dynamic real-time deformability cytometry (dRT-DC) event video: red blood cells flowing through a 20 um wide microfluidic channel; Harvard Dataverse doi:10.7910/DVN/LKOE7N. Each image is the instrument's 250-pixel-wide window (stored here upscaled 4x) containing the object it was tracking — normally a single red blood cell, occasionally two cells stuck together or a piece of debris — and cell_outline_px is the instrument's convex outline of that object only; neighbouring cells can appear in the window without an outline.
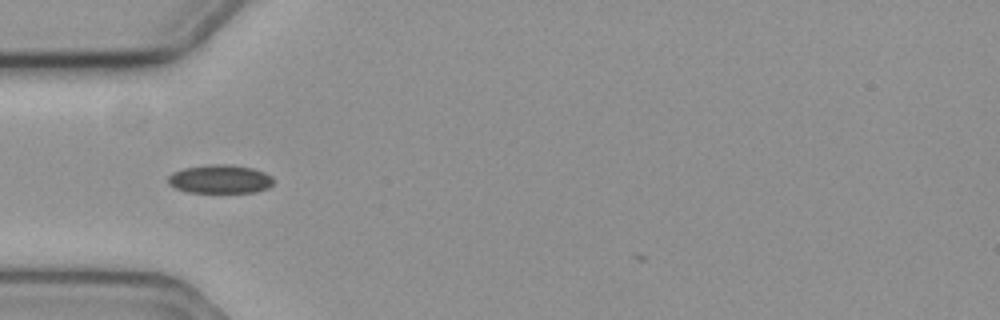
{"species": "common noctule bat (a hibernating species)", "species_latin": "Nyctalus noctula", "temperature_condition": "cold", "stored_images_in_passage": 33, "camera_frame_rate_fps": 3000, "um_per_image_px": 0.085, "animal": {"sex": "female", "body_mass_g": 19.3, "forearm_length_mm": 54.1}, "frame": {"image": 1, "passage_image": 1, "time_ms": 0.0, "image_size_px": [1000, 320], "cell_outline_px": [[272, 184], [268, 188], [256, 192], [188, 192], [176, 188], [168, 184], [168, 176], [172, 172], [184, 168], [212, 164], [228, 164], [252, 168], [264, 172], [272, 176]], "centroid_in_image_um": [18.69, 15.22], "position_along_channel_um": 66.3, "area_um2": 17.51}}
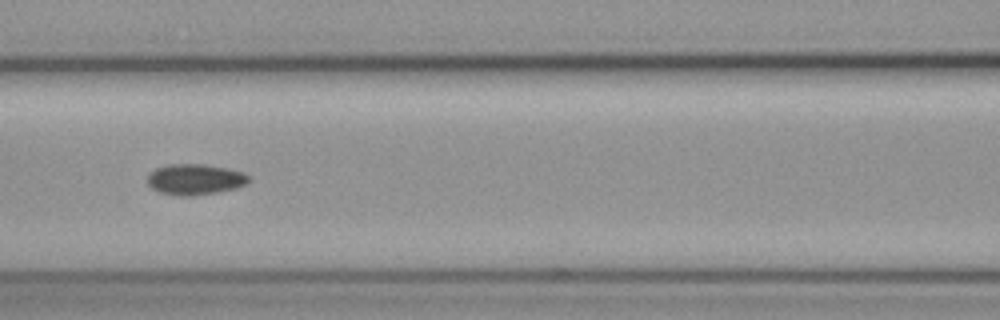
{"frame": {"image": 2, "passage_image": 8, "time_ms": 2.333, "image_size_px": [1000, 320], "cell_outline_px": [[252, 180], [236, 188], [216, 192], [192, 196], [180, 196], [160, 192], [152, 188], [148, 184], [148, 176], [156, 168], [168, 164], [204, 164], [228, 168], [244, 172]], "centroid_in_image_um": [16.6, 15.24], "position_along_channel_um": 150.0, "area_um2": 18.15}}
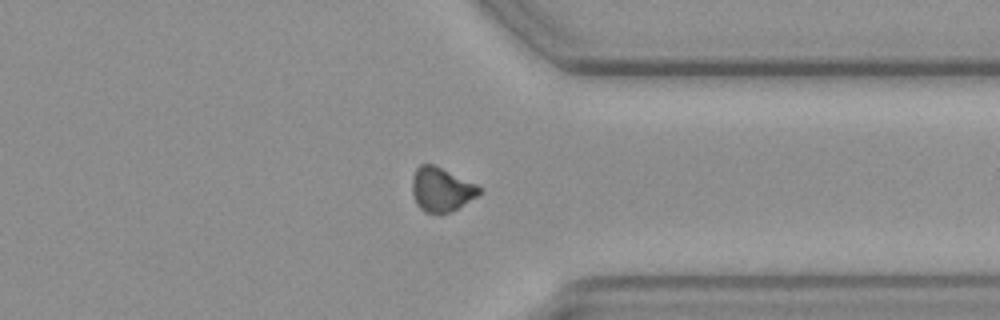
{"frame": {"image": 3, "passage_image": 27, "time_ms": 8.667, "image_size_px": [1000, 320], "cell_outline_px": [[480, 192], [476, 196], [456, 208], [440, 216], [424, 212], [416, 204], [412, 192], [412, 176], [416, 168], [420, 164], [432, 164], [476, 184], [480, 188]], "centroid_in_image_um": [37.45, 16.13], "position_along_channel_um": 374.0, "area_um2": 17.11}}